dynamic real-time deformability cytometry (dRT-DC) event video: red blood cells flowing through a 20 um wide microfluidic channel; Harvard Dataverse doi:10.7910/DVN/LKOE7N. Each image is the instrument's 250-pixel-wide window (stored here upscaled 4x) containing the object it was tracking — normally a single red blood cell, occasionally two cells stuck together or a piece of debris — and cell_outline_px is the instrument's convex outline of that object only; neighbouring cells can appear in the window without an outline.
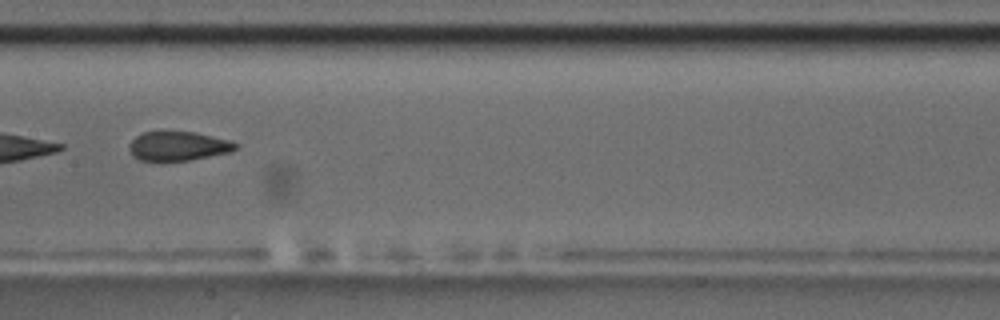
{"species": "common noctule bat (a hibernating species)", "species_latin": "Nyctalus noctula", "temperature_condition": "room temperature", "stored_images_in_passage": 9, "camera_frame_rate_fps": 3000, "um_per_image_px": 0.085, "animal": {"sex": "male", "body_mass_g": 17.5, "forearm_length_mm": 52.3}, "frame": {"image": 1, "passage_image": 4, "time_ms": 3.667, "image_size_px": [1000, 320], "cell_outline_px": [[240, 144], [232, 152], [188, 160], [140, 160], [132, 156], [128, 148], [128, 144], [136, 136], [144, 132], [164, 128], [196, 132], [232, 140]], "centroid_in_image_um": [15.14, 12.36], "position_along_channel_um": 192.3, "area_um2": 18.9}}